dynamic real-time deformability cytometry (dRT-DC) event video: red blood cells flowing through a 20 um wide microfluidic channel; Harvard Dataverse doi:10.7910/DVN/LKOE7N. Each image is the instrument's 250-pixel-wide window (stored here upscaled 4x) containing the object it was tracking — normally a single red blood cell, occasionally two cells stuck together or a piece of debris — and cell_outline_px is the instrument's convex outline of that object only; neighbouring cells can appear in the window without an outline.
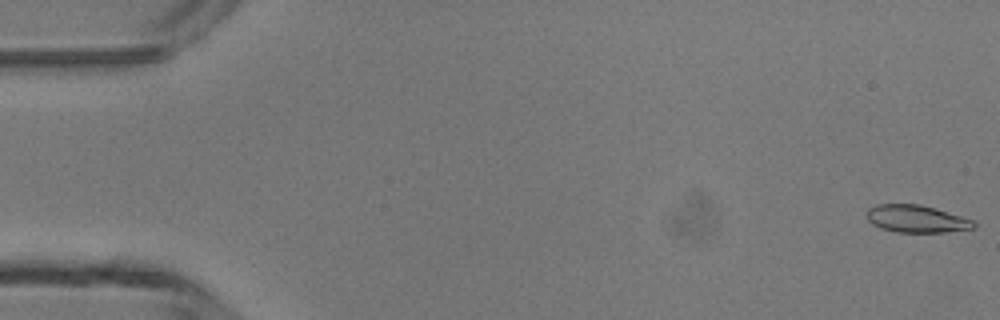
{"species": "common noctule bat (a hibernating species)", "species_latin": "Nyctalus noctula", "temperature_condition": "room temperature", "stored_images_in_passage": 47, "camera_frame_rate_fps": 3000, "um_per_image_px": 0.085, "animal": {"sex": "male", "body_mass_g": 13.3}, "frame": {"image": 1, "passage_image": 1, "time_ms": 0.0, "image_size_px": [1000, 320], "cell_outline_px": [[976, 228], [944, 232], [896, 232], [880, 228], [872, 224], [864, 216], [868, 208], [876, 204], [920, 204], [936, 208], [976, 220]], "centroid_in_image_um": [77.9, 18.59], "position_along_channel_um": 7.1, "area_um2": 17.46}}
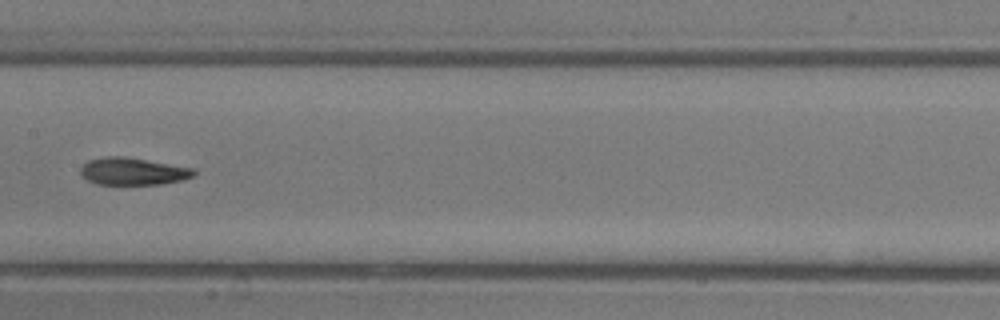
{"frame": {"image": 2, "passage_image": 24, "time_ms": 7.667, "image_size_px": [1000, 320], "cell_outline_px": [[196, 172], [192, 176], [180, 180], [160, 184], [96, 184], [80, 176], [80, 168], [88, 160], [104, 156], [124, 156], [196, 168]], "centroid_in_image_um": [11.27, 14.55], "position_along_channel_um": 196.1, "area_um2": 18.09}}
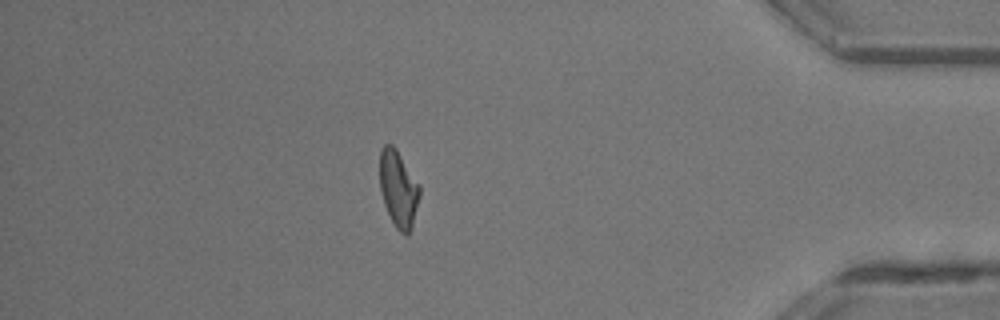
{"frame": {"image": 3, "passage_image": 41, "time_ms": 13.333, "image_size_px": [1000, 320], "cell_outline_px": [[420, 196], [412, 228], [408, 236], [404, 236], [396, 228], [384, 204], [380, 188], [380, 148], [384, 144], [392, 144], [396, 148], [420, 184]], "centroid_in_image_um": [33.88, 16.05], "position_along_channel_um": 401.3, "area_um2": 18.03}, "authors_computed_cell_mechanics": {"area_um2": 17.918, "velocity_mm_per_s": 4.4061, "shape_relaxation_time_tau1_ms": 6.8766, "shape_relaxation_time_tau2_ms": 3.2599, "deformation_change_tau1": 0.2096, "deformation_change_tau2": 0.1131}}